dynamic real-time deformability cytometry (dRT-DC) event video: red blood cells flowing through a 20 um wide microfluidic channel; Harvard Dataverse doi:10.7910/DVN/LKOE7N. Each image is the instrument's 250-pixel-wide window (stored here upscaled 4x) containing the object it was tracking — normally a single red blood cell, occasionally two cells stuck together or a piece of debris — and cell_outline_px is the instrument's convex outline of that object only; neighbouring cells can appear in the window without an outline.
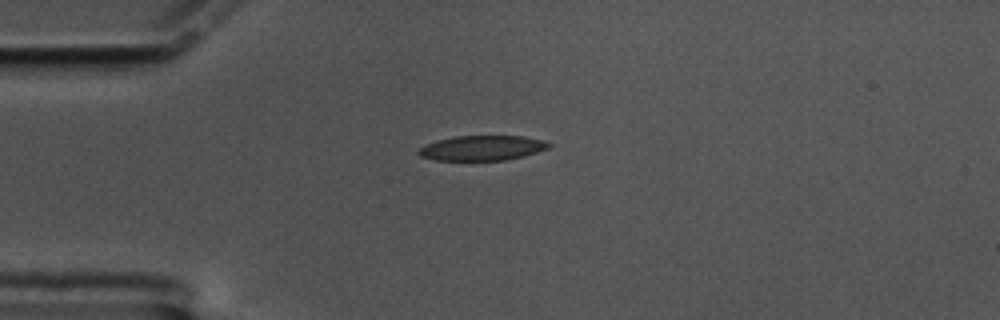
{"species": "common noctule bat (a hibernating species)", "species_latin": "Nyctalus noctula", "temperature_condition": "cold", "stored_images_in_passage": 46, "camera_frame_rate_fps": 3000, "um_per_image_px": 0.085, "animal": {"sex": "male", "body_mass_g": 17.5, "forearm_length_mm": 52.3}, "frame": {"image": 1, "passage_image": 1, "time_ms": 0.0, "image_size_px": [1000, 320], "cell_outline_px": [[552, 144], [548, 148], [524, 156], [504, 160], [436, 160], [420, 156], [416, 152], [420, 148], [428, 144], [440, 140], [456, 136], [524, 136], [544, 140]], "centroid_in_image_um": [41.02, 12.58], "position_along_channel_um": 44.0, "area_um2": 18.73}}
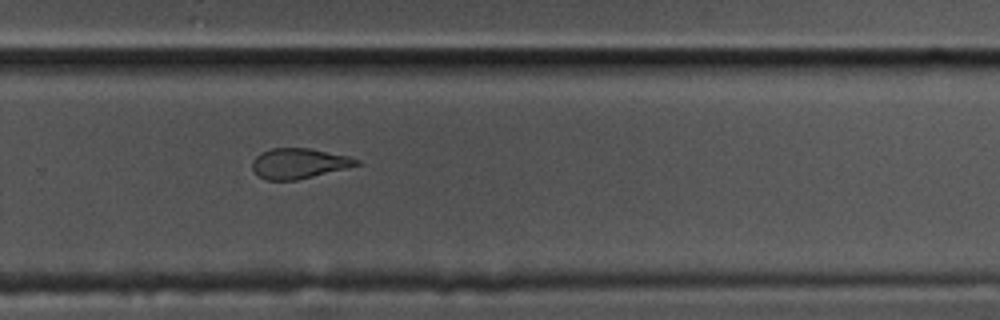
{"frame": {"image": 2, "passage_image": 26, "time_ms": 8.333, "image_size_px": [1000, 320], "cell_outline_px": [[360, 164], [296, 180], [264, 180], [256, 176], [252, 168], [252, 160], [260, 152], [272, 148], [308, 148], [348, 156], [360, 160]], "centroid_in_image_um": [25.32, 13.89], "position_along_channel_um": 304.5, "area_um2": 18.26}}
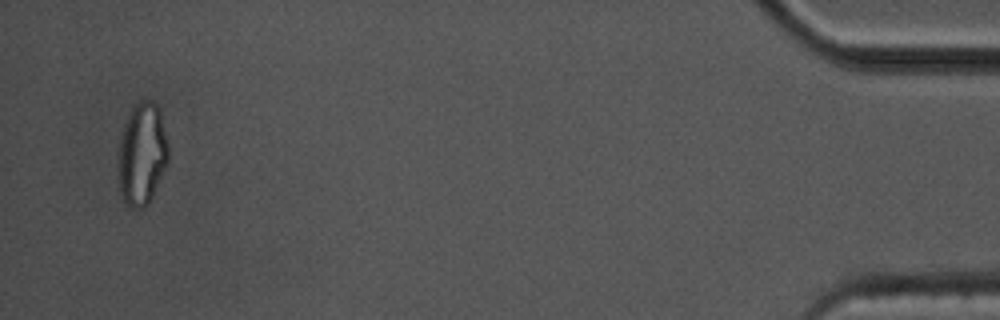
{"frame": {"image": 3, "passage_image": 44, "time_ms": 14.333, "image_size_px": [1000, 320], "cell_outline_px": [[168, 164], [148, 204], [144, 208], [132, 208], [124, 200], [120, 192], [116, 164], [120, 136], [124, 124], [132, 108], [140, 100], [152, 100], [160, 108], [168, 144]], "centroid_in_image_um": [12.06, 13.09], "position_along_channel_um": 423.1, "area_um2": 30.4}, "authors_computed_cell_mechanics": {"area_um2": 19.9699, "velocity_mm_per_s": 3.3522, "shape_relaxation_time_tau1_ms": null, "shape_relaxation_time_tau2_ms": 3.1714, "deformation_change_tau1": null, "deformation_change_tau2": 0.1}}